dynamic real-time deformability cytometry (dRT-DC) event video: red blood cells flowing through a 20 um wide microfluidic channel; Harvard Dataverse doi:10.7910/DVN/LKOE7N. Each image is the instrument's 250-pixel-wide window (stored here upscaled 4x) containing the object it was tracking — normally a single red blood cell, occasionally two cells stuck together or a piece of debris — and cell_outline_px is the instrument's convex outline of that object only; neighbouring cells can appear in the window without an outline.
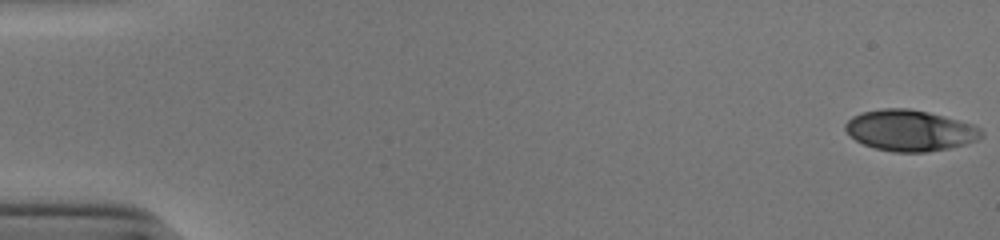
{"species": "human", "species_latin": "Homo sapiens", "temperature_condition": "cold", "stored_images_in_passage": 53, "camera_frame_rate_fps": 3000, "um_per_image_px": 0.085, "donor": {"sex": "male"}, "frame": {"image": 1, "passage_image": 1, "time_ms": 0.0, "image_size_px": [1000, 240], "cell_outline_px": [[984, 136], [980, 140], [948, 148], [928, 152], [892, 152], [876, 148], [864, 144], [856, 140], [844, 128], [844, 124], [852, 116], [860, 112], [884, 108], [908, 108], [928, 112], [944, 116], [972, 124], [980, 128], [984, 132]], "centroid_in_image_um": [77.37, 11.09], "position_along_channel_um": 7.6, "area_um2": 32.6}}
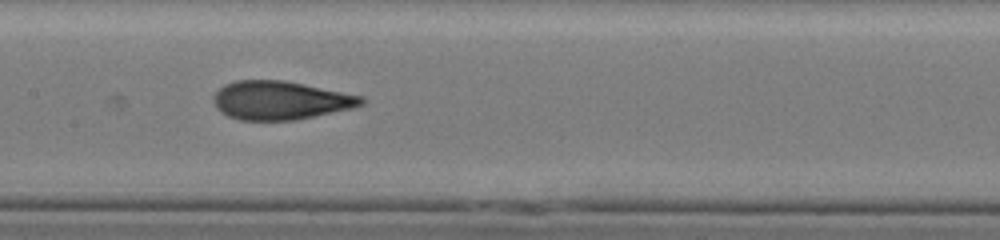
{"frame": {"image": 2, "passage_image": 27, "time_ms": 8.667, "image_size_px": [1000, 240], "cell_outline_px": [[368, 100], [364, 104], [352, 108], [296, 120], [240, 120], [228, 116], [220, 112], [216, 108], [212, 100], [212, 96], [224, 84], [236, 80], [284, 80], [364, 96]], "centroid_in_image_um": [23.83, 8.53], "position_along_channel_um": 183.6, "area_um2": 33.47}}
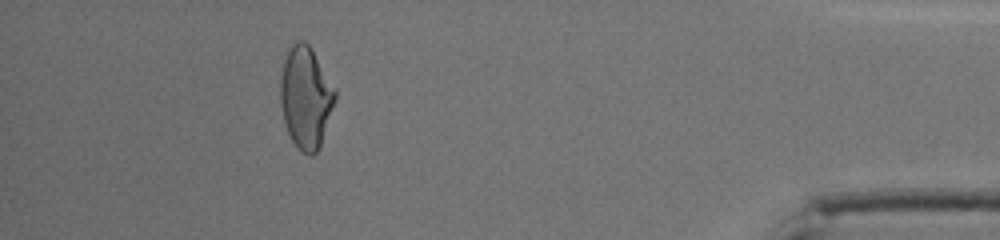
{"frame": {"image": 3, "passage_image": 48, "time_ms": 15.667, "image_size_px": [1000, 240], "cell_outline_px": [[336, 100], [320, 144], [316, 152], [312, 156], [308, 156], [292, 140], [288, 132], [284, 120], [280, 104], [280, 80], [284, 60], [292, 44], [296, 40], [304, 40], [312, 48], [336, 88]], "centroid_in_image_um": [26.0, 8.24], "position_along_channel_um": 409.2, "area_um2": 32.37}, "authors_computed_cell_mechanics": {"area_um2": 32.7148, "velocity_mm_per_s": 3.9405, "shape_relaxation_time_tau1_ms": 6.9101, "shape_relaxation_time_tau2_ms": 1.0512, "deformation_change_tau1": 0.2464, "deformation_change_tau2": 0.0856}}